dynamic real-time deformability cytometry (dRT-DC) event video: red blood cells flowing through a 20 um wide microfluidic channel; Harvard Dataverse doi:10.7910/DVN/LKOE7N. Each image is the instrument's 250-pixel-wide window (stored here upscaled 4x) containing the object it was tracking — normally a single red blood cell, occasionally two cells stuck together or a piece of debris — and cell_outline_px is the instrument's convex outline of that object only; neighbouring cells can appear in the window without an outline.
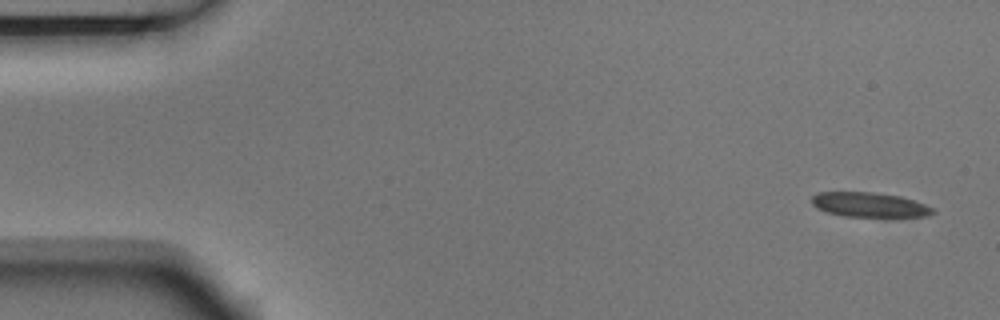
{"species": "Egyptian fruit bat (a non-hibernating species)", "species_latin": "Rousettus aegyptiacus", "temperature_condition": "room temperature", "stored_images_in_passage": 8, "camera_frame_rate_fps": 3000, "um_per_image_px": 0.085, "animal": {"sex": "male"}, "frame": {"image": 1, "passage_image": 1, "time_ms": 0.0, "image_size_px": [1000, 320], "cell_outline_px": [[936, 212], [928, 216], [896, 220], [892, 220], [844, 216], [828, 212], [816, 208], [812, 204], [812, 196], [816, 192], [872, 192], [900, 196], [924, 204], [932, 208]], "centroid_in_image_um": [73.98, 17.47], "position_along_channel_um": 11.0, "area_um2": 18.44}}
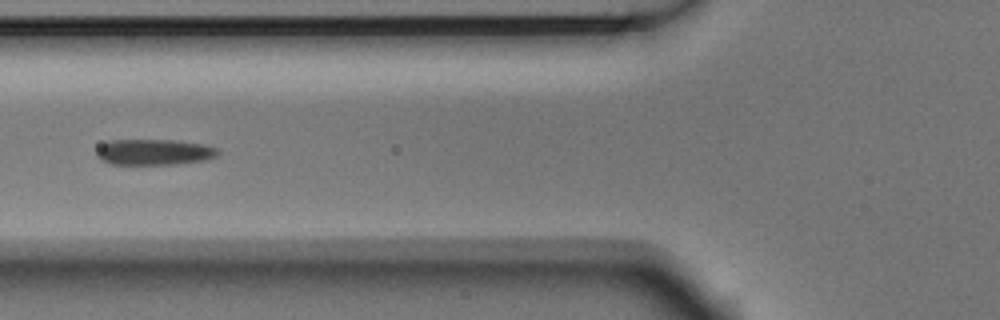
{"frame": {"image": 2, "passage_image": 6, "time_ms": 1.667, "image_size_px": [1000, 320], "cell_outline_px": [[220, 152], [216, 156], [208, 160], [176, 164], [108, 164], [100, 160], [96, 156], [96, 152], [100, 144], [108, 140], [176, 140], [204, 144], [220, 148]], "centroid_in_image_um": [13.11, 12.92], "position_along_channel_um": 112.7, "area_um2": 18.67}}
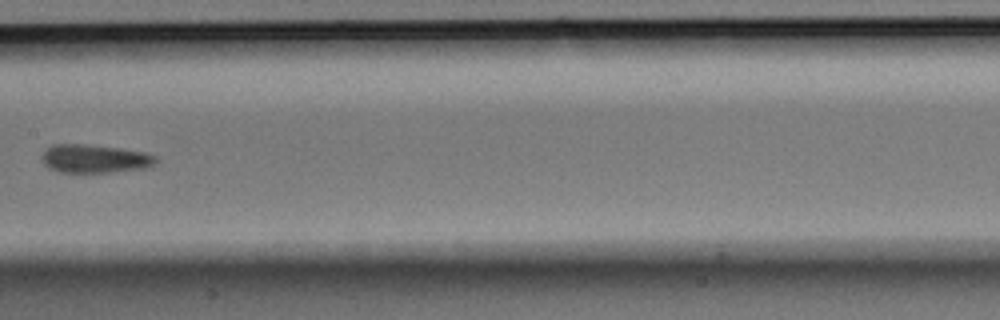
{"frame": {"image": 3, "passage_image": 8, "time_ms": 2.333, "image_size_px": [1000, 320], "cell_outline_px": [[160, 160], [156, 164], [144, 168], [112, 172], [60, 172], [48, 168], [44, 164], [40, 156], [52, 144], [84, 144], [120, 148], [144, 152], [156, 156]], "centroid_in_image_um": [8.06, 13.49], "position_along_channel_um": 199.3, "area_um2": 18.96}}